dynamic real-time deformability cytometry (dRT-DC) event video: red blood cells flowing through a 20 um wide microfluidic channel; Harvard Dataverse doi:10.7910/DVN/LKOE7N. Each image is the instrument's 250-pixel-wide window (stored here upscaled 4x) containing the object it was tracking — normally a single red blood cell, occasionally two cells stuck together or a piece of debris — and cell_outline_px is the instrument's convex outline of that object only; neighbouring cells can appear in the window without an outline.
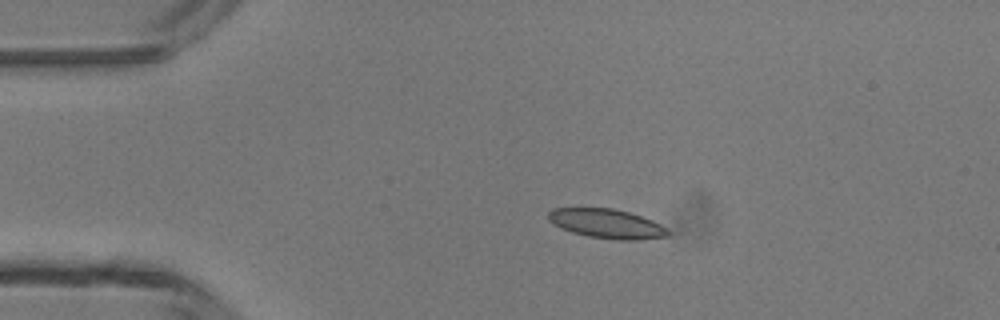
{"species": "common noctule bat (a hibernating species)", "species_latin": "Nyctalus noctula", "temperature_condition": "room temperature", "stored_images_in_passage": 4, "camera_frame_rate_fps": 3000, "um_per_image_px": 0.085, "animal": {"sex": "male", "body_mass_g": 13.3}, "frame": {"image": 1, "passage_image": 3, "time_ms": 2.333, "image_size_px": [1000, 320], "cell_outline_px": [[672, 232], [668, 236], [636, 240], [616, 240], [588, 236], [572, 232], [548, 220], [548, 212], [552, 208], [612, 208], [628, 212], [652, 220], [668, 228]], "centroid_in_image_um": [51.62, 19.01], "position_along_channel_um": 33.4, "area_um2": 20.35}}